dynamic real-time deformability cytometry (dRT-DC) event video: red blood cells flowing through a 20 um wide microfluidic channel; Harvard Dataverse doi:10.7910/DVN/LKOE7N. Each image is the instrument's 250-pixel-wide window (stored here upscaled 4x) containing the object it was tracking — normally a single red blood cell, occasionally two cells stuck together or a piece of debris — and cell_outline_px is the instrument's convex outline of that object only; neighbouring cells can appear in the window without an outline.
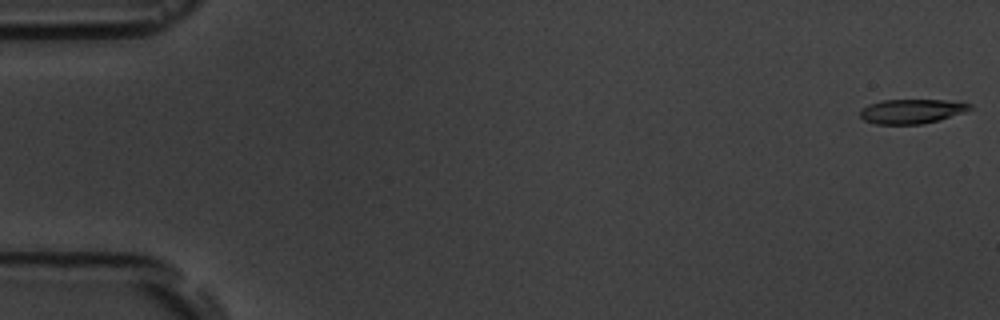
{"species": "common noctule bat (a hibernating species)", "species_latin": "Nyctalus noctula", "temperature_condition": "room temperature", "stored_images_in_passage": 6, "camera_frame_rate_fps": 3000, "um_per_image_px": 0.085, "animal": {"sex": "male", "body_mass_g": 19.5, "forearm_length_mm": 54.6}, "frame": {"image": 1, "passage_image": 1, "time_ms": 0.0, "image_size_px": [1000, 320], "cell_outline_px": [[972, 108], [964, 112], [940, 120], [920, 124], [876, 124], [864, 120], [860, 116], [860, 108], [868, 104], [880, 100], [944, 100], [972, 104]], "centroid_in_image_um": [77.45, 9.46], "position_along_channel_um": 7.5, "area_um2": 15.66}}
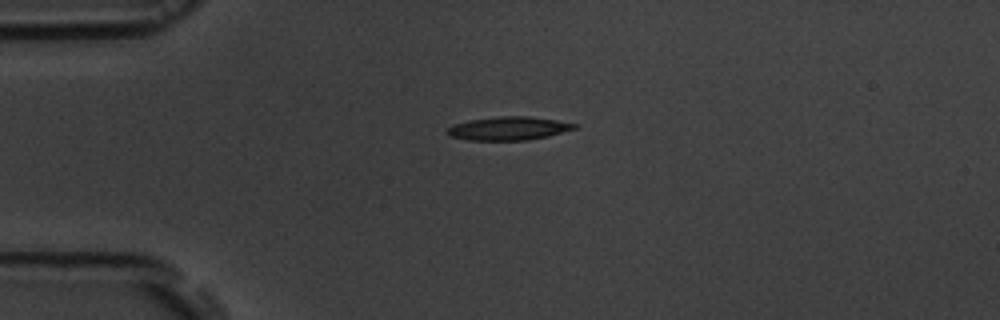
{"frame": {"image": 2, "passage_image": 4, "time_ms": 4.333, "image_size_px": [1000, 320], "cell_outline_px": [[580, 124], [576, 128], [548, 136], [528, 140], [468, 140], [448, 136], [444, 132], [452, 124], [468, 120], [500, 116], [528, 116], [556, 120]], "centroid_in_image_um": [43.19, 10.91], "position_along_channel_um": 41.8, "area_um2": 17.51}}
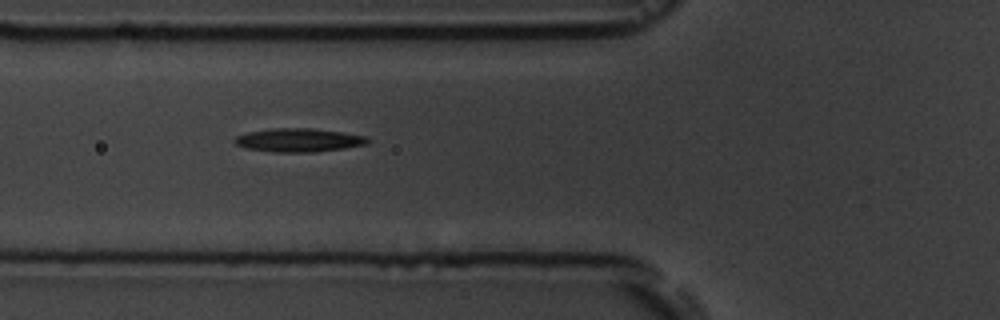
{"frame": {"image": 3, "passage_image": 6, "time_ms": 6.667, "image_size_px": [1000, 320], "cell_outline_px": [[372, 140], [368, 144], [344, 148], [316, 152], [272, 152], [248, 148], [236, 144], [232, 140], [236, 136], [248, 132], [272, 128], [308, 128], [340, 132], [364, 136]], "centroid_in_image_um": [25.39, 11.91], "position_along_channel_um": 100.4, "area_um2": 18.15}}